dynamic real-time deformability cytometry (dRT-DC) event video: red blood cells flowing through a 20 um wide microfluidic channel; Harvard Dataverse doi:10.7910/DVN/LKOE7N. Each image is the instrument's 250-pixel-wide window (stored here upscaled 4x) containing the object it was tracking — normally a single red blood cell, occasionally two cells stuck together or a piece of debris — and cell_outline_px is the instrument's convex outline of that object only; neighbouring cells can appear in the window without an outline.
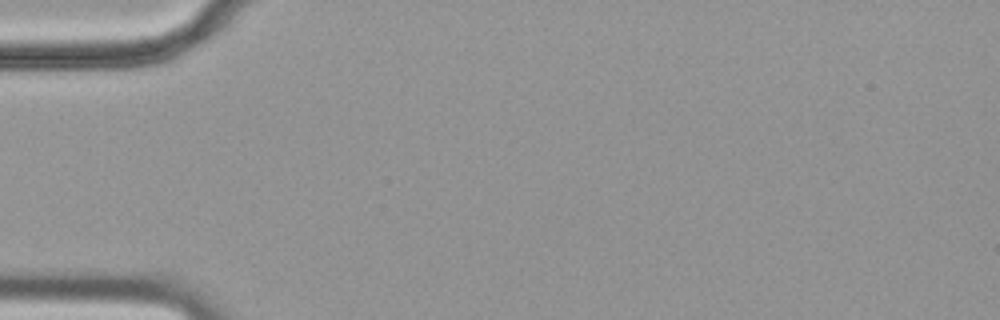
{"species": "common noctule bat (a hibernating species)", "species_latin": "Nyctalus noctula", "temperature_condition": "cold", "stored_images_in_passage": 8, "camera_frame_rate_fps": 3000, "um_per_image_px": 0.085, "animal": {"sex": "female", "body_mass_g": 19.9}, "frame": {"image": 1, "passage_image": 1, "time_ms": 0.0, "image_size_px": [1000, 320], "cell_outline_px": [[148, 64], [124, 68], [12, 68], [12, 64], [20, 56], [144, 52], [148, 52]], "centroid_in_image_um": [7.08, 5.17], "position_along_channel_um": 77.9, "area_um2": 13.12}}
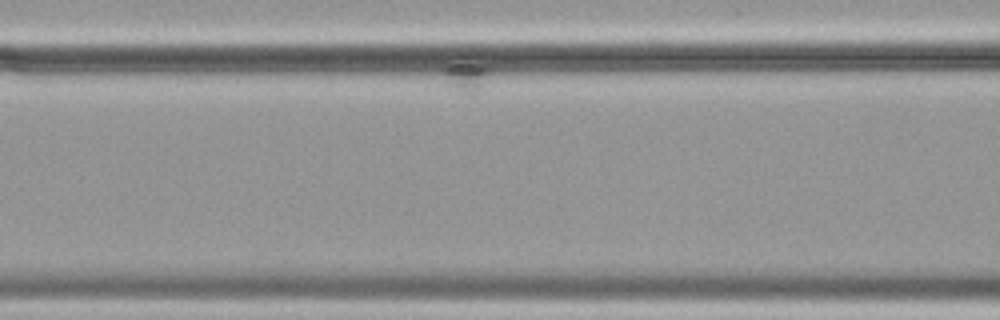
{"frame": {"image": 2, "passage_image": 3, "time_ms": 0.667, "image_size_px": [1000, 320], "cell_outline_px": [[520, 60], [476, 92], [460, 92], [380, 68], [376, 64], [384, 60]], "centroid_in_image_um": [38.31, 6.11], "position_along_channel_um": 128.3, "area_um2": 20.4}}